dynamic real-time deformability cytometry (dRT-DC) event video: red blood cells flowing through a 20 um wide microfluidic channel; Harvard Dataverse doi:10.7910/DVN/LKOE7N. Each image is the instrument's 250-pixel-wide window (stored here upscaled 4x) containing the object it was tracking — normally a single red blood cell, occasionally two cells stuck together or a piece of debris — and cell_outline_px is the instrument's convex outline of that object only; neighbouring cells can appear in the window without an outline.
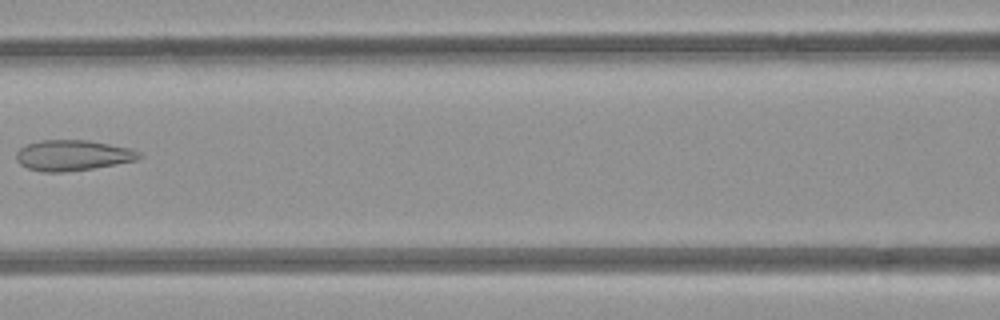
{"species": "common noctule bat (a hibernating species)", "species_latin": "Nyctalus noctula", "temperature_condition": "room temperature", "stored_images_in_passage": 6, "camera_frame_rate_fps": 3000, "um_per_image_px": 0.085, "animal": {"sex": "female", "body_mass_g": 21.9}, "frame": {"image": 1, "passage_image": 6, "time_ms": 5.667, "image_size_px": [1000, 320], "cell_outline_px": [[144, 156], [136, 160], [92, 168], [64, 172], [44, 172], [28, 168], [20, 164], [16, 160], [16, 152], [20, 148], [28, 144], [40, 140], [88, 140], [128, 148], [140, 152]], "centroid_in_image_um": [6.16, 13.2], "position_along_channel_um": 160.4, "area_um2": 21.73}}